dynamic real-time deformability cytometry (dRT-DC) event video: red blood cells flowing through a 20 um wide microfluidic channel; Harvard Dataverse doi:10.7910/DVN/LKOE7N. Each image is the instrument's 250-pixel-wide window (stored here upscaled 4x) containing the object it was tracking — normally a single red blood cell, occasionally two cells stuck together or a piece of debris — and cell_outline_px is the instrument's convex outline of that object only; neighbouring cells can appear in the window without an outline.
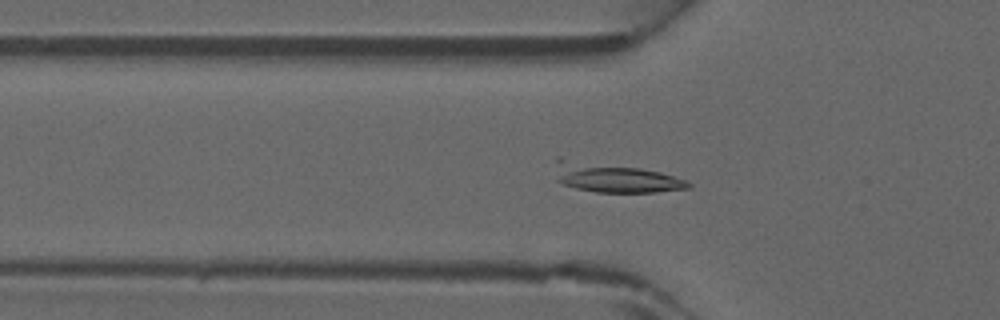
{"species": "common noctule bat (a hibernating species)", "species_latin": "Nyctalus noctula", "temperature_condition": "warm", "stored_images_in_passage": 40, "camera_frame_rate_fps": 3000, "um_per_image_px": 0.085, "animal": {"sex": "male", "forearm_length_mm": 52.5}, "frame": {"image": 1, "passage_image": 10, "time_ms": 3.0, "image_size_px": [1000, 320], "cell_outline_px": [[692, 188], [656, 192], [596, 192], [576, 188], [564, 184], [556, 180], [564, 168], [640, 168], [660, 172], [684, 180], [692, 184]], "centroid_in_image_um": [52.78, 15.31], "position_along_channel_um": 73.0, "area_um2": 18.84}}
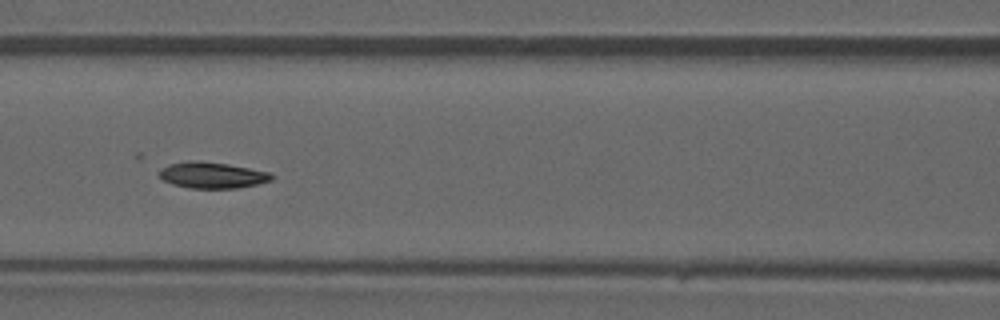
{"frame": {"image": 2, "passage_image": 15, "time_ms": 4.667, "image_size_px": [1000, 320], "cell_outline_px": [[276, 176], [272, 180], [256, 184], [236, 188], [188, 188], [172, 184], [164, 180], [156, 172], [160, 168], [168, 164], [188, 160], [196, 160], [228, 164], [272, 172]], "centroid_in_image_um": [18.03, 14.87], "position_along_channel_um": 148.6, "area_um2": 17.4}}
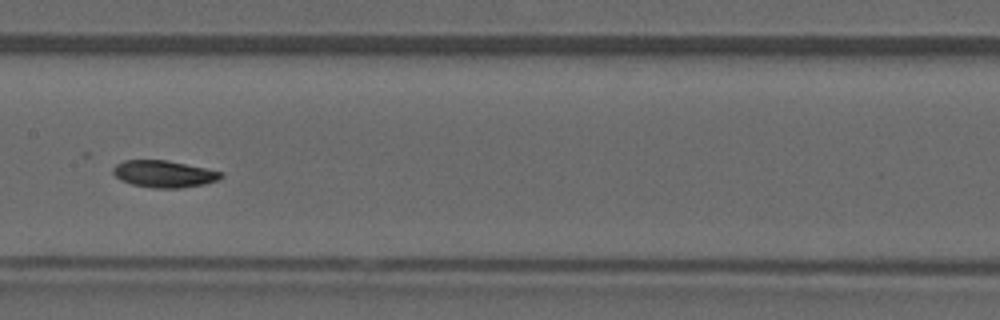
{"frame": {"image": 3, "passage_image": 18, "time_ms": 5.667, "image_size_px": [1000, 320], "cell_outline_px": [[224, 176], [216, 180], [204, 184], [180, 188], [152, 188], [132, 184], [120, 180], [112, 172], [112, 168], [116, 164], [124, 160], [164, 160], [224, 172]], "centroid_in_image_um": [13.91, 14.79], "position_along_channel_um": 193.5, "area_um2": 16.82}}